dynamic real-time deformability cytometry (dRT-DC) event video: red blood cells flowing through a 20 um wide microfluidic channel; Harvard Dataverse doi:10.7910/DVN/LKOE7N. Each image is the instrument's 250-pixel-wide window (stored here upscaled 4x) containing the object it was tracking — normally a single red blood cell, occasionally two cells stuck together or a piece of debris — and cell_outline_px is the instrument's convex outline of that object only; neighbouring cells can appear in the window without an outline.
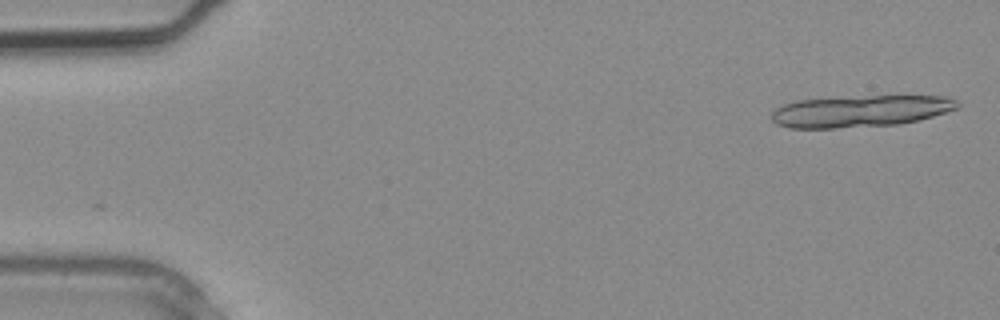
{"species": "common noctule bat (a hibernating species)", "species_latin": "Nyctalus noctula", "temperature_condition": "warm", "stored_images_in_passage": 3, "camera_frame_rate_fps": 3000, "um_per_image_px": 0.085, "animal": {"sex": "male", "body_mass_g": 20.4}, "frame": {"image": 1, "passage_image": 3, "time_ms": 0.667, "image_size_px": [1000, 320], "cell_outline_px": [[960, 104], [956, 108], [932, 116], [900, 124], [836, 128], [788, 128], [776, 124], [772, 120], [772, 112], [776, 108], [784, 104], [796, 100], [872, 96], [948, 96], [956, 100]], "centroid_in_image_um": [73.1, 9.45], "position_along_channel_um": 11.9, "area_um2": 34.04}}